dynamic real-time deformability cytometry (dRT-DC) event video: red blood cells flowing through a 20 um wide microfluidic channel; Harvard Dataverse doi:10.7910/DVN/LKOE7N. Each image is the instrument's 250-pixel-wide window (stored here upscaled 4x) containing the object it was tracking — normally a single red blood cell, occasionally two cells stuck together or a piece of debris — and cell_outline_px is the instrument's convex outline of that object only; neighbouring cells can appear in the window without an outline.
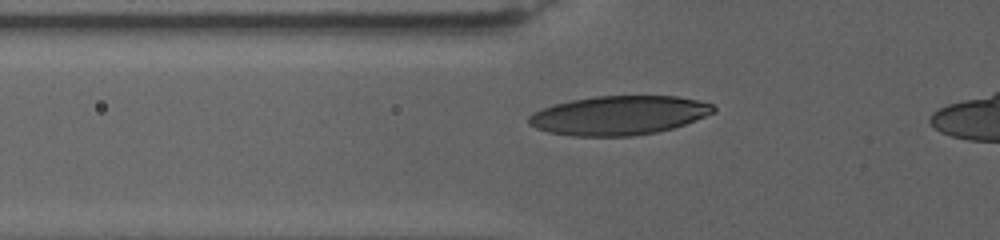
{"species": "human", "species_latin": "Homo sapiens", "temperature_condition": "warm", "stored_images_in_passage": 48, "camera_frame_rate_fps": 3000, "um_per_image_px": 0.085, "donor": {"sex": "female"}, "frame": {"image": 1, "passage_image": 22, "time_ms": 6.333, "image_size_px": [1000, 240], "cell_outline_px": [[716, 112], [684, 124], [672, 128], [656, 132], [632, 136], [572, 136], [548, 132], [536, 128], [528, 124], [528, 116], [532, 112], [556, 104], [572, 100], [592, 96], [676, 96], [696, 100], [712, 104], [716, 108]], "centroid_in_image_um": [52.59, 9.81], "position_along_channel_um": 73.2, "area_um2": 41.96}}
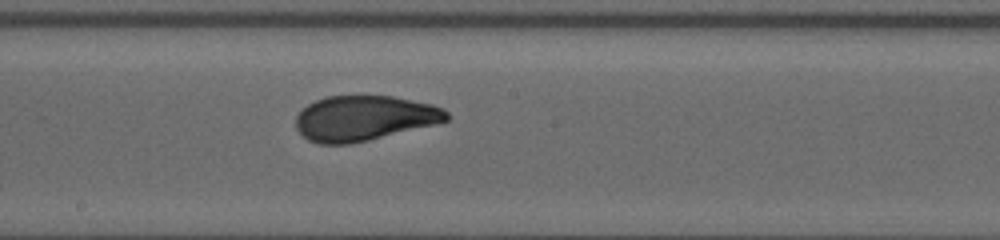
{"frame": {"image": 2, "passage_image": 31, "time_ms": 12.0, "image_size_px": [1000, 240], "cell_outline_px": [[448, 120], [368, 140], [348, 144], [316, 144], [308, 140], [296, 128], [296, 116], [308, 104], [316, 100], [328, 96], [392, 96], [432, 104], [444, 108], [448, 112]], "centroid_in_image_um": [30.92, 10.04], "position_along_channel_um": 217.3, "area_um2": 39.19}}
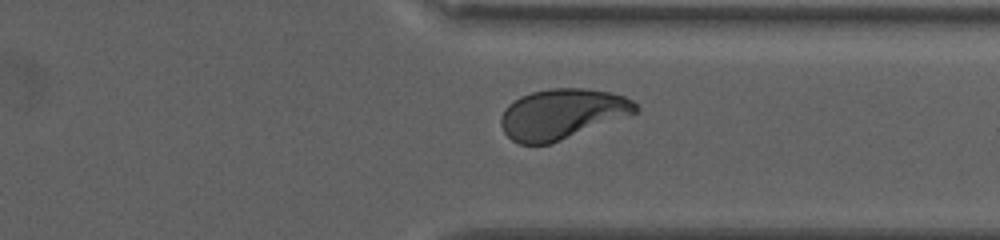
{"frame": {"image": 3, "passage_image": 40, "time_ms": 17.667, "image_size_px": [1000, 240], "cell_outline_px": [[640, 108], [636, 112], [560, 140], [548, 144], [520, 144], [512, 140], [504, 132], [500, 124], [500, 116], [504, 108], [508, 104], [520, 96], [532, 92], [552, 88], [584, 88], [608, 92], [624, 96], [632, 100]], "centroid_in_image_um": [47.71, 9.67], "position_along_channel_um": 363.7, "area_um2": 38.96}}